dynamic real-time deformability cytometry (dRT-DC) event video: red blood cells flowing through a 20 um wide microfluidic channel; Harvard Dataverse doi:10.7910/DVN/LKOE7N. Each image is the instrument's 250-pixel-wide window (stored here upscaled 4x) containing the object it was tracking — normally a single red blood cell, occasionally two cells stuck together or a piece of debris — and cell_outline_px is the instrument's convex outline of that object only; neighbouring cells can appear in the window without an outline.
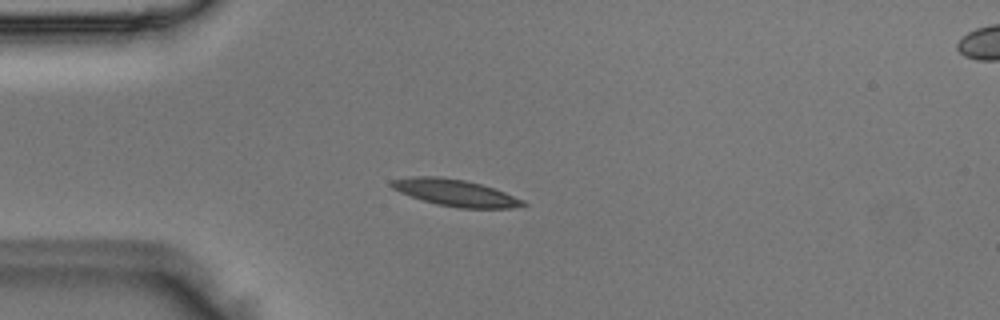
{"species": "Egyptian fruit bat (a non-hibernating species)", "species_latin": "Rousettus aegyptiacus", "temperature_condition": "room temperature", "stored_images_in_passage": 2, "segment_of_instrument_passage": [1, 2], "camera_frame_rate_fps": 3000, "um_per_image_px": 0.085, "animal": {"sex": "male"}, "frame": {"image": 1, "passage_image": 1, "time_ms": 0.0, "image_size_px": [1000, 320], "cell_outline_px": [[528, 204], [512, 208], [460, 208], [436, 204], [400, 192], [392, 188], [388, 184], [388, 180], [412, 176], [436, 176], [464, 180], [480, 184], [504, 192], [524, 200]], "centroid_in_image_um": [38.66, 16.38], "position_along_channel_um": 46.3, "area_um2": 20.35}}